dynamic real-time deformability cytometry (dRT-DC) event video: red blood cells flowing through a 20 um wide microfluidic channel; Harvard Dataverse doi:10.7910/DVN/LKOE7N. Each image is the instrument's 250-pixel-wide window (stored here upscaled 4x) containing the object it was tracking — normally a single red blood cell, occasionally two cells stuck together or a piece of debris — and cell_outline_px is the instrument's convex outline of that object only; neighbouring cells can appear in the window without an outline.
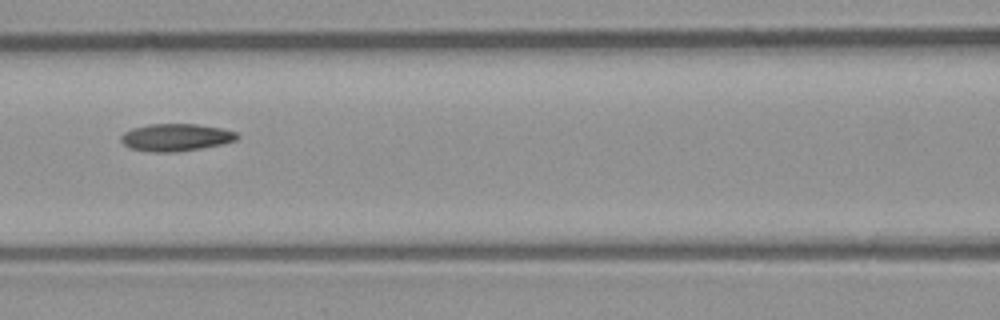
{"species": "common noctule bat (a hibernating species)", "species_latin": "Nyctalus noctula", "temperature_condition": "room temperature", "stored_images_in_passage": 9, "segment_of_instrument_passage": [1, 2], "camera_frame_rate_fps": 3000, "um_per_image_px": 0.085, "animal": {"sex": "male", "body_mass_g": 23.1, "forearm_length_mm": 52.7}, "frame": {"image": 1, "passage_image": 7, "time_ms": 2.0, "image_size_px": [1000, 320], "cell_outline_px": [[240, 136], [236, 140], [220, 144], [200, 148], [176, 152], [152, 152], [132, 148], [124, 144], [120, 140], [120, 136], [124, 132], [132, 128], [148, 124], [196, 124], [220, 128], [236, 132]], "centroid_in_image_um": [14.93, 11.67], "position_along_channel_um": 151.7, "area_um2": 18.38}}
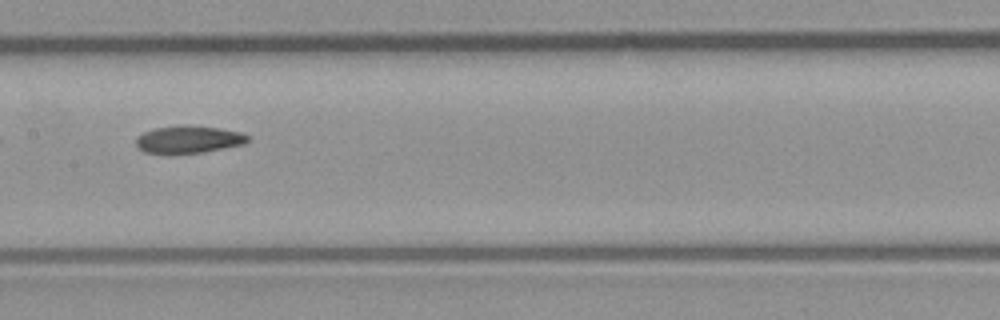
{"frame": {"image": 2, "passage_image": 8, "time_ms": 2.333, "image_size_px": [1000, 320], "cell_outline_px": [[248, 140], [244, 144], [204, 152], [144, 152], [136, 144], [136, 136], [144, 132], [156, 128], [188, 124], [216, 128], [240, 132], [248, 136]], "centroid_in_image_um": [16.03, 11.83], "position_along_channel_um": 191.4, "area_um2": 17.4}}